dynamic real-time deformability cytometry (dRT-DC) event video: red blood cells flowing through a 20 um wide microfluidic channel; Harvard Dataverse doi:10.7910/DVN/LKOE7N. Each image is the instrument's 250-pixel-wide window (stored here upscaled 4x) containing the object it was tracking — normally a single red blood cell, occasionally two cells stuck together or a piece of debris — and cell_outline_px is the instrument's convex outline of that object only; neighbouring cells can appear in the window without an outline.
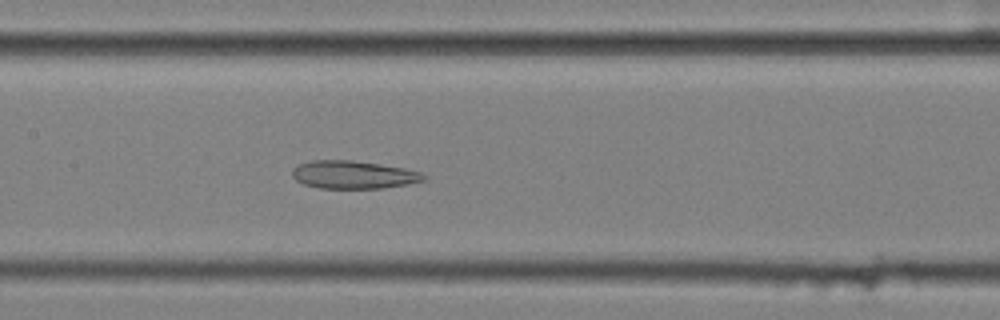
{"species": "common noctule bat (a hibernating species)", "species_latin": "Nyctalus noctula", "temperature_condition": "cold", "stored_images_in_passage": 55, "camera_frame_rate_fps": 3000, "um_per_image_px": 0.085, "animal": {"sex": "female", "body_mass_g": 25.1}, "frame": {"image": 1, "passage_image": 26, "time_ms": 8.333, "image_size_px": [1000, 320], "cell_outline_px": [[428, 176], [424, 180], [408, 184], [384, 188], [320, 188], [304, 184], [296, 180], [292, 176], [292, 168], [300, 164], [312, 160], [352, 160], [380, 164], [404, 168], [420, 172]], "centroid_in_image_um": [30.04, 14.85], "position_along_channel_um": 177.4, "area_um2": 21.39}}
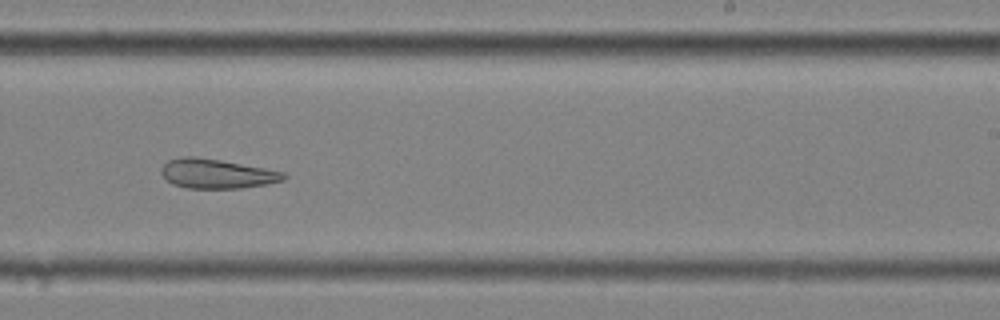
{"frame": {"image": 2, "passage_image": 34, "time_ms": 11.0, "image_size_px": [1000, 320], "cell_outline_px": [[288, 176], [284, 180], [264, 184], [240, 188], [188, 188], [172, 184], [160, 172], [160, 168], [168, 160], [184, 156], [192, 156], [220, 160], [264, 168], [284, 172]], "centroid_in_image_um": [18.4, 14.76], "position_along_channel_um": 270.6, "area_um2": 20.81}}
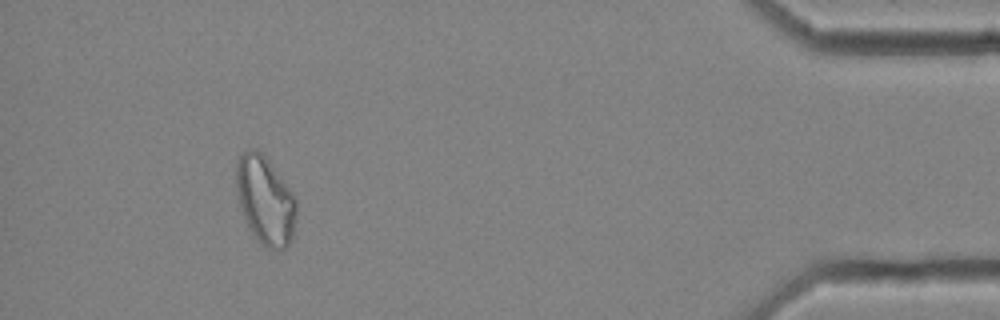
{"frame": {"image": 3, "passage_image": 51, "time_ms": 16.667, "image_size_px": [1000, 320], "cell_outline_px": [[296, 216], [292, 236], [288, 248], [268, 248], [256, 240], [244, 216], [240, 204], [236, 188], [236, 160], [248, 148], [256, 148], [264, 156], [296, 196]], "centroid_in_image_um": [22.55, 17.02], "position_along_channel_um": 412.7, "area_um2": 30.63}, "authors_computed_cell_mechanics": {"area_um2": 27.5706, "velocity_mm_per_s": 3.4997, "shape_relaxation_time_tau1_ms": null, "shape_relaxation_time_tau2_ms": 7.4315, "deformation_change_tau1": null, "deformation_change_tau2": 0.1687}}